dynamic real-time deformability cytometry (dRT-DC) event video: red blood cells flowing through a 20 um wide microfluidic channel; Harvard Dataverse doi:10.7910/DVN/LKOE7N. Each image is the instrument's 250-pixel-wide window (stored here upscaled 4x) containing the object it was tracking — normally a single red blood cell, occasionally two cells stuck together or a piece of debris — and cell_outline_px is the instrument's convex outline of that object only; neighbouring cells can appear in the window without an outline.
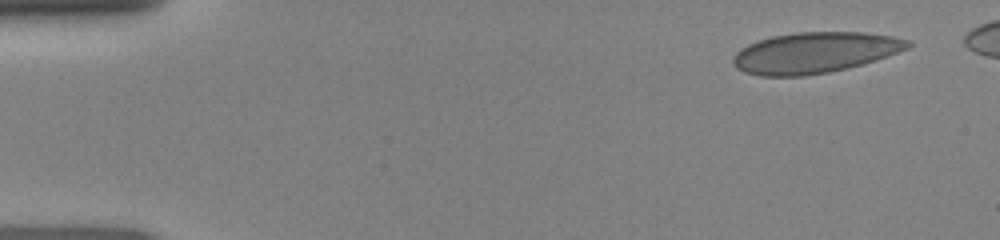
{"species": "human", "species_latin": "Homo sapiens", "temperature_condition": "room temperature", "stored_images_in_passage": 43, "camera_frame_rate_fps": 3000, "um_per_image_px": 0.085, "donor": {"sex": "female"}, "frame": {"image": 1, "passage_image": 1, "time_ms": 0.0, "image_size_px": [1000, 240], "cell_outline_px": [[912, 44], [908, 48], [860, 64], [828, 72], [804, 76], [760, 76], [744, 72], [736, 68], [732, 64], [732, 56], [740, 48], [748, 44], [772, 36], [796, 32], [864, 32], [892, 36], [908, 40]], "centroid_in_image_um": [69.17, 4.47], "position_along_channel_um": 15.8, "area_um2": 41.27}}
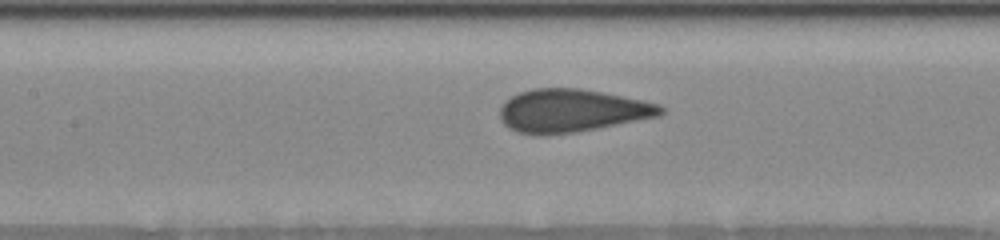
{"frame": {"image": 2, "passage_image": 19, "time_ms": 6.0, "image_size_px": [1000, 240], "cell_outline_px": [[664, 112], [660, 116], [576, 132], [544, 136], [540, 136], [516, 132], [508, 128], [500, 120], [500, 108], [504, 100], [520, 92], [532, 88], [580, 88], [644, 100], [660, 104], [664, 108]], "centroid_in_image_um": [48.57, 9.41], "position_along_channel_um": 158.8, "area_um2": 40.63}}
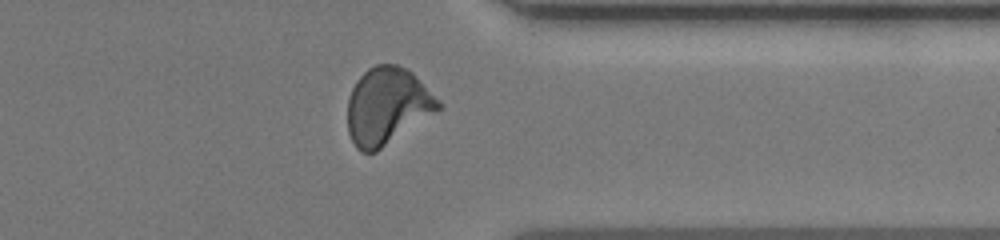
{"frame": {"image": 3, "passage_image": 35, "time_ms": 11.333, "image_size_px": [1000, 240], "cell_outline_px": [[444, 104], [440, 108], [376, 152], [360, 152], [356, 148], [348, 132], [348, 100], [352, 88], [356, 80], [368, 68], [376, 64], [396, 64], [408, 68]], "centroid_in_image_um": [32.9, 8.99], "position_along_channel_um": 378.5, "area_um2": 40.46}}